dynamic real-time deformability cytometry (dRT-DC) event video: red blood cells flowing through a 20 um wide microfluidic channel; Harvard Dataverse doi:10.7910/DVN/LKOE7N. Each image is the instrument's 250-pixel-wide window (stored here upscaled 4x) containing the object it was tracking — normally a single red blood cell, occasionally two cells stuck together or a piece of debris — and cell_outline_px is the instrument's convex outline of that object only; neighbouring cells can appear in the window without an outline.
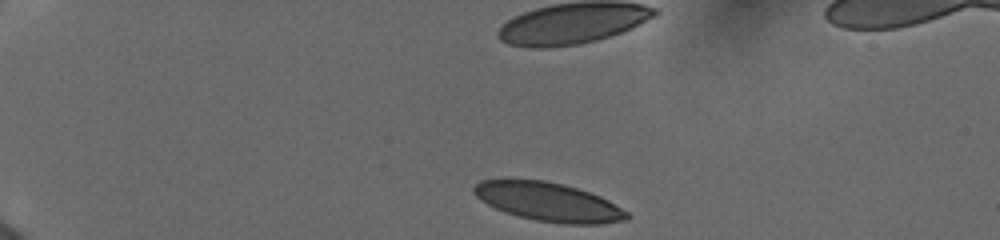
{"species": "human", "species_latin": "Homo sapiens", "temperature_condition": "cold", "stored_images_in_passage": 9, "camera_frame_rate_fps": 3000, "um_per_image_px": 0.085, "donor": {"sex": "female"}, "frame": {"image": 1, "passage_image": 1, "time_ms": 0.0, "image_size_px": [1000, 240], "cell_outline_px": [[632, 216], [628, 220], [600, 224], [564, 224], [536, 220], [504, 212], [480, 200], [472, 192], [472, 188], [480, 180], [544, 180], [564, 184], [600, 196], [608, 200], [628, 212]], "centroid_in_image_um": [46.64, 17.17], "position_along_channel_um": 38.4, "area_um2": 34.39}}